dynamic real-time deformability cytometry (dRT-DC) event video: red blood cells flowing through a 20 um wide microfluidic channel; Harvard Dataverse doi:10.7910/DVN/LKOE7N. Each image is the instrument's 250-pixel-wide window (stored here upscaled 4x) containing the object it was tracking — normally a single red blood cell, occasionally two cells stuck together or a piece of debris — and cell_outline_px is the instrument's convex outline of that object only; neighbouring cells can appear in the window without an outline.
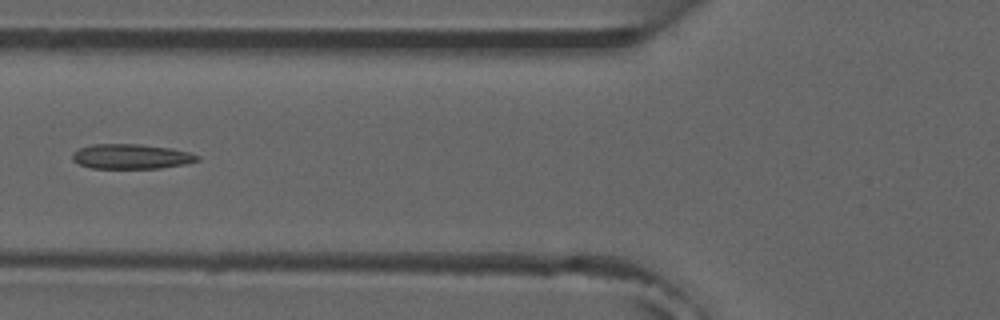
{"species": "common noctule bat (a hibernating species)", "species_latin": "Nyctalus noctula", "temperature_condition": "room temperature", "stored_images_in_passage": 6, "camera_frame_rate_fps": 3000, "um_per_image_px": 0.085, "animal": {"sex": "male", "forearm_length_mm": 52.5}, "frame": {"image": 1, "passage_image": 5, "time_ms": 5.667, "image_size_px": [1000, 320], "cell_outline_px": [[200, 160], [184, 164], [160, 168], [92, 168], [80, 164], [72, 160], [72, 152], [80, 148], [92, 144], [140, 144], [172, 148], [188, 152], [200, 156]], "centroid_in_image_um": [11.15, 13.29], "position_along_channel_um": 114.6, "area_um2": 18.09}}
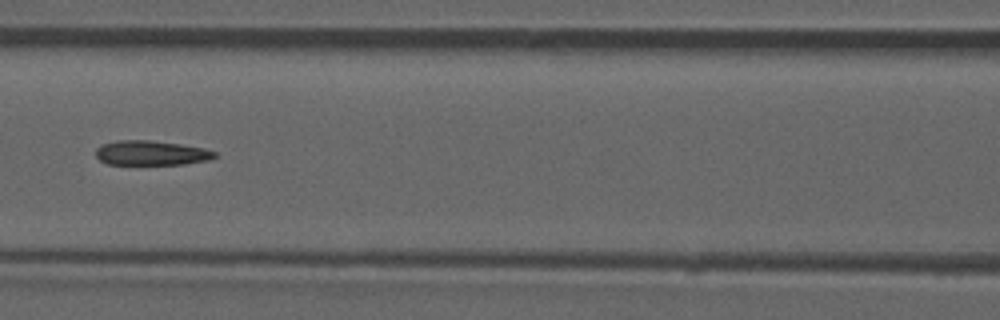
{"frame": {"image": 2, "passage_image": 6, "time_ms": 6.667, "image_size_px": [1000, 320], "cell_outline_px": [[216, 156], [208, 160], [184, 164], [108, 164], [100, 160], [96, 156], [96, 148], [104, 144], [120, 140], [148, 140], [180, 144], [204, 148], [216, 152]], "centroid_in_image_um": [12.86, 13.0], "position_along_channel_um": 153.7, "area_um2": 16.88}}